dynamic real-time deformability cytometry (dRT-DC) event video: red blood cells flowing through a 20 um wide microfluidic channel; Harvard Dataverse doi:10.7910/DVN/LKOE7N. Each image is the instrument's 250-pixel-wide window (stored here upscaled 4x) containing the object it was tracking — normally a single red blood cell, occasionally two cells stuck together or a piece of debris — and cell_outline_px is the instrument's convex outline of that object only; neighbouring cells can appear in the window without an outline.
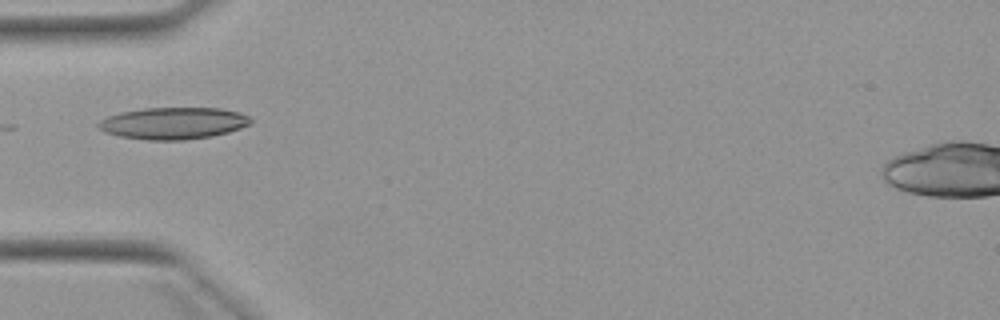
{"species": "Egyptian fruit bat (a non-hibernating species)", "species_latin": "Rousettus aegyptiacus", "temperature_condition": "warm", "stored_images_in_passage": 1, "camera_frame_rate_fps": 3000, "um_per_image_px": 0.085, "animal": {"sex": "female"}, "frame": {"image": 1, "passage_image": 1, "time_ms": 0.0, "image_size_px": [1000, 320], "cell_outline_px": [[252, 124], [228, 132], [212, 136], [184, 140], [148, 140], [120, 136], [104, 132], [96, 128], [96, 124], [100, 120], [108, 116], [120, 112], [144, 108], [220, 108], [240, 112], [248, 116], [252, 120]], "centroid_in_image_um": [14.72, 10.47], "position_along_channel_um": 70.3, "area_um2": 28.44}}